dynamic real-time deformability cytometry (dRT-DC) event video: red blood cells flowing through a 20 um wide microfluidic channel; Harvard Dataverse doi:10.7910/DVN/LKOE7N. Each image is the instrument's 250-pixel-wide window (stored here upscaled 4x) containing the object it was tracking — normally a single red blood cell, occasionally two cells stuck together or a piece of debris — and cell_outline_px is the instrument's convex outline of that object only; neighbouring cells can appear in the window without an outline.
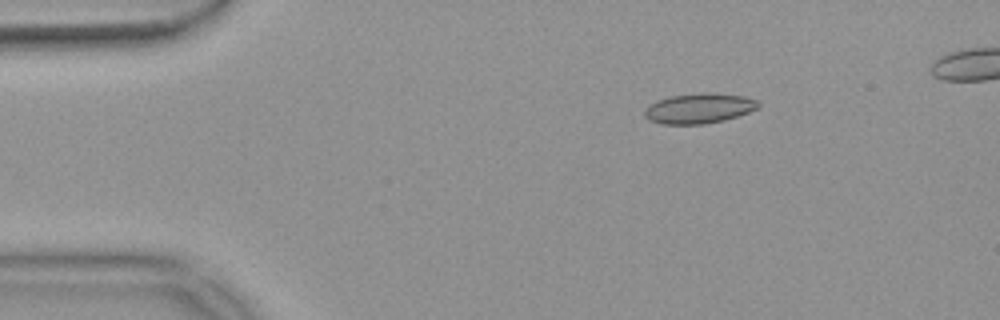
{"species": "common noctule bat (a hibernating species)", "species_latin": "Nyctalus noctula", "temperature_condition": "warm", "stored_images_in_passage": 52, "camera_frame_rate_fps": 3000, "um_per_image_px": 0.085, "animal": {"sex": "female", "body_mass_g": 18.4}, "frame": {"image": 1, "passage_image": 9, "time_ms": 2.667, "image_size_px": [1000, 320], "cell_outline_px": [[760, 104], [756, 108], [748, 112], [724, 120], [704, 124], [664, 124], [648, 120], [644, 116], [644, 108], [648, 104], [656, 100], [668, 96], [700, 92], [708, 92], [744, 96], [756, 100]], "centroid_in_image_um": [59.35, 9.2], "position_along_channel_um": 25.7, "area_um2": 20.11}}
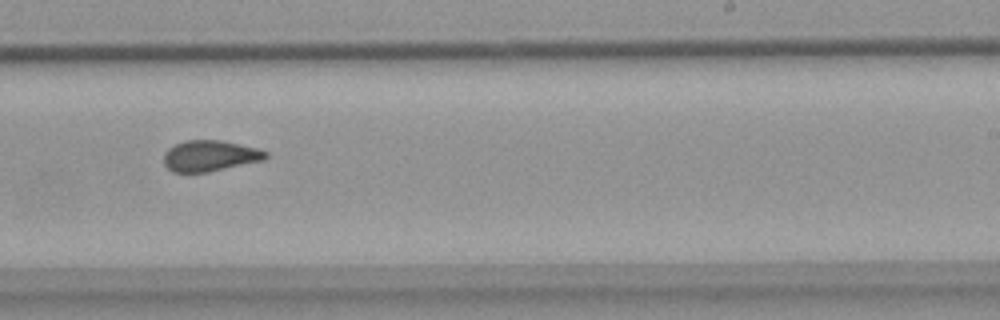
{"frame": {"image": 2, "passage_image": 34, "time_ms": 11.0, "image_size_px": [1000, 320], "cell_outline_px": [[268, 156], [264, 160], [208, 172], [172, 172], [164, 164], [164, 152], [168, 148], [184, 140], [220, 140], [256, 148], [268, 152]], "centroid_in_image_um": [17.83, 13.25], "position_along_channel_um": 271.2, "area_um2": 18.32}}
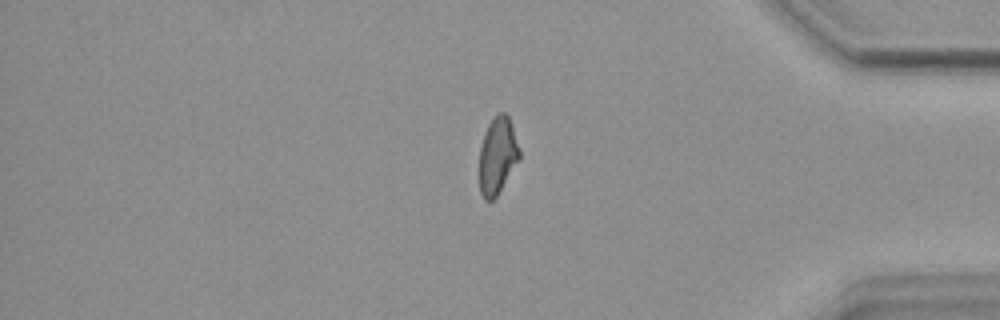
{"frame": {"image": 3, "passage_image": 46, "time_ms": 15.0, "image_size_px": [1000, 320], "cell_outline_px": [[520, 156], [496, 196], [492, 200], [484, 200], [480, 192], [480, 148], [484, 132], [488, 124], [500, 112], [504, 112], [508, 116], [520, 148]], "centroid_in_image_um": [42.27, 13.21], "position_along_channel_um": 392.9, "area_um2": 17.51}}